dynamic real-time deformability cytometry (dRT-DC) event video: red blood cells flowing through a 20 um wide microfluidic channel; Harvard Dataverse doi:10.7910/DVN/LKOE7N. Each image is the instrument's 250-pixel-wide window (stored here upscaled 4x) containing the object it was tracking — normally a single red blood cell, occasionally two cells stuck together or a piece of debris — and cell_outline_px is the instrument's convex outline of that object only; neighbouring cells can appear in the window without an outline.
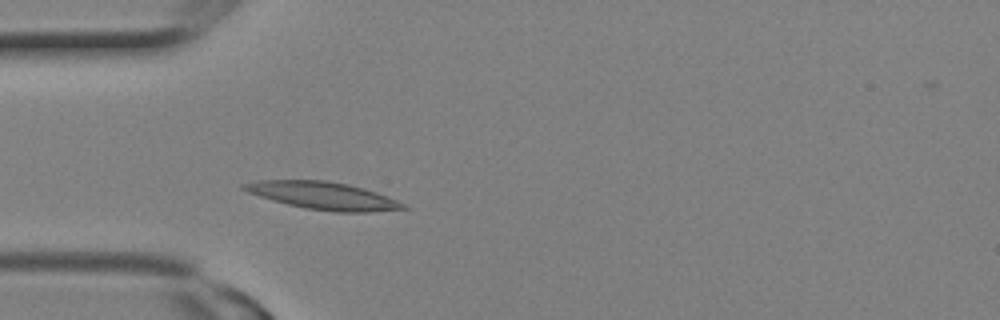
{"species": "Egyptian fruit bat (a non-hibernating species)", "species_latin": "Rousettus aegyptiacus", "temperature_condition": "room temperature", "stored_images_in_passage": 5, "camera_frame_rate_fps": 3000, "um_per_image_px": 0.085, "animal": {"sex": "female"}, "frame": {"image": 1, "passage_image": 5, "time_ms": 1.333, "image_size_px": [1000, 320], "cell_outline_px": [[408, 208], [368, 212], [336, 212], [304, 208], [272, 200], [248, 192], [240, 188], [240, 184], [256, 180], [324, 180], [348, 184], [364, 188], [376, 192], [396, 200], [404, 204]], "centroid_in_image_um": [27.42, 16.62], "position_along_channel_um": 57.6, "area_um2": 25.43}}